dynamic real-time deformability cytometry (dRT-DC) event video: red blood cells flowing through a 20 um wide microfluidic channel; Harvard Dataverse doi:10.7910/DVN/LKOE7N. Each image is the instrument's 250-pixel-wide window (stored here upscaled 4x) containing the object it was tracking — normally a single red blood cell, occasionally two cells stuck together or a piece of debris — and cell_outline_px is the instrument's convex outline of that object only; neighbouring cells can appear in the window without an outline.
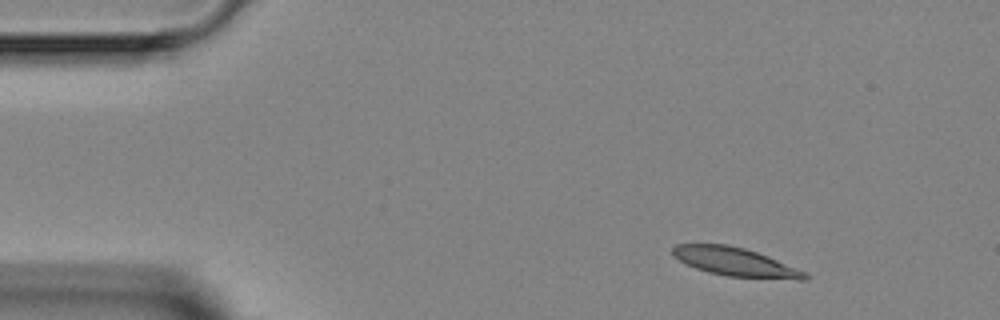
{"species": "Egyptian fruit bat (a non-hibernating species)", "species_latin": "Rousettus aegyptiacus", "temperature_condition": "room temperature", "stored_images_in_passage": 4, "camera_frame_rate_fps": 3000, "um_per_image_px": 0.085, "animal": {"sex": "female"}, "frame": {"image": 1, "passage_image": 4, "time_ms": 4.333, "image_size_px": [1000, 320], "cell_outline_px": [[812, 276], [808, 280], [800, 280], [728, 276], [708, 272], [696, 268], [680, 260], [672, 252], [672, 248], [676, 244], [728, 244], [744, 248], [768, 256], [796, 268]], "centroid_in_image_um": [62.54, 22.27], "position_along_channel_um": 22.5, "area_um2": 21.79}}